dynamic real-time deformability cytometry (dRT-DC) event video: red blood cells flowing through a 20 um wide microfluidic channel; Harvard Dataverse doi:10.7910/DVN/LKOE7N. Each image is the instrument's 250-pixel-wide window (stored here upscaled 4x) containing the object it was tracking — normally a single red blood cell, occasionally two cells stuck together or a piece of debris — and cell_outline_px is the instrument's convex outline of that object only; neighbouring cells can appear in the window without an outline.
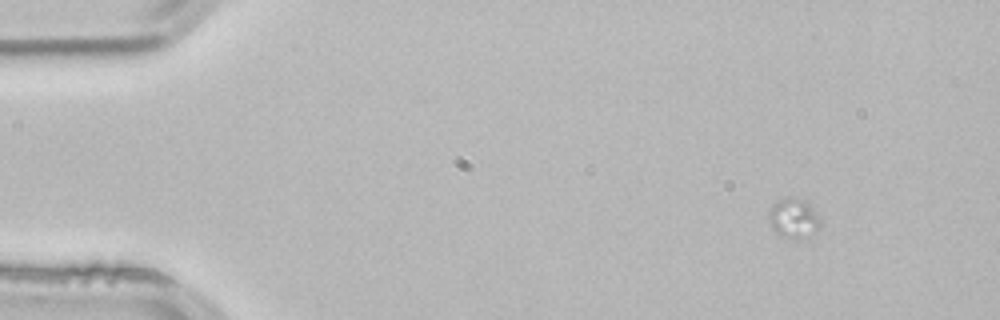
{"species": "common noctule bat (a hibernating species)", "species_latin": "Nyctalus noctula", "temperature_condition": "room temperature", "stored_images_in_passage": 3, "camera_frame_rate_fps": 3000, "um_per_image_px": 0.085, "animal": {"sex": "male", "body_mass_g": 21.5, "forearm_length_mm": 52.0}, "frame": {"image": 1, "passage_image": 1, "time_ms": 0.0, "image_size_px": [1000, 320], "cell_outline_px": [[820, 224], [808, 236], [796, 240], [784, 236], [776, 232], [772, 228], [768, 220], [768, 212], [784, 196], [792, 196], [808, 200], [820, 220]], "centroid_in_image_um": [67.45, 18.51], "position_along_channel_um": 17.6, "area_um2": 11.85}}